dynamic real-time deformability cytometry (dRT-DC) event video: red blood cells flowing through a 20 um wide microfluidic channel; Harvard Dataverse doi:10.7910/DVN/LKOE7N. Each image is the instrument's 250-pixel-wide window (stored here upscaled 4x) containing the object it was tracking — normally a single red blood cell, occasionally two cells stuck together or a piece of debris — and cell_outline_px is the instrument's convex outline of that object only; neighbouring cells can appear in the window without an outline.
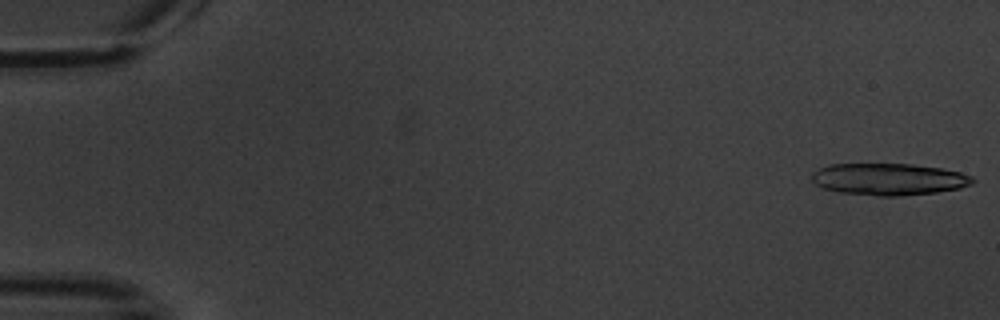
{"species": "common noctule bat (a hibernating species)", "species_latin": "Nyctalus noctula", "temperature_condition": "warm", "stored_images_in_passage": 5, "camera_frame_rate_fps": 3000, "um_per_image_px": 0.085, "animal": {"sex": "male", "body_mass_g": 20.1, "forearm_length_mm": 53.5}, "frame": {"image": 1, "passage_image": 1, "time_ms": 0.0, "image_size_px": [1000, 320], "cell_outline_px": [[976, 180], [972, 184], [960, 188], [936, 192], [900, 196], [876, 196], [840, 192], [824, 188], [816, 184], [812, 180], [812, 172], [828, 164], [912, 164], [940, 168], [960, 172], [972, 176]], "centroid_in_image_um": [75.56, 15.23], "position_along_channel_um": 9.4, "area_um2": 29.88}}